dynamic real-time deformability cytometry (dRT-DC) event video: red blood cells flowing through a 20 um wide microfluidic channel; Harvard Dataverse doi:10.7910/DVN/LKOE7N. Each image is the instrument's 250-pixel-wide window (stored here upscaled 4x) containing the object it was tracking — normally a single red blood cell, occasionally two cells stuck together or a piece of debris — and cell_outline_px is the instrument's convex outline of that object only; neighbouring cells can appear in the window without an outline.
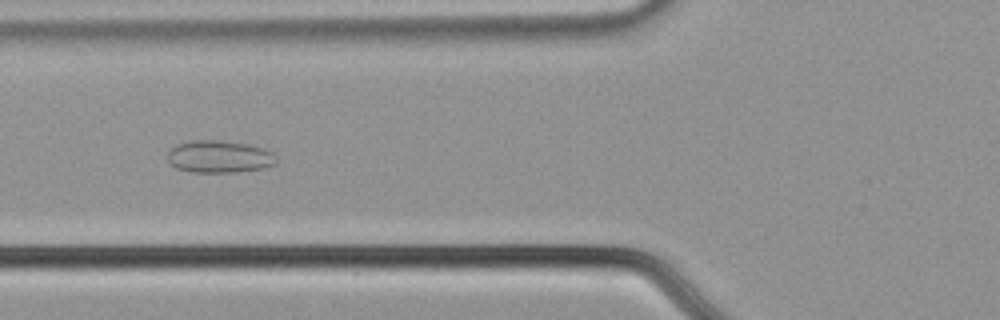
{"species": "common noctule bat (a hibernating species)", "species_latin": "Nyctalus noctula", "temperature_condition": "cold", "stored_images_in_passage": 57, "camera_frame_rate_fps": 3000, "um_per_image_px": 0.085, "animal": {"sex": "male", "body_mass_g": 21.5, "forearm_length_mm": 52.0}, "frame": {"image": 1, "passage_image": 23, "time_ms": 7.333, "image_size_px": [1000, 320], "cell_outline_px": [[276, 164], [264, 168], [236, 172], [192, 172], [176, 168], [168, 160], [168, 152], [176, 144], [188, 140], [220, 140], [248, 144], [264, 148], [272, 152], [276, 160]], "centroid_in_image_um": [18.64, 13.31], "position_along_channel_um": 107.2, "area_um2": 20.58}}
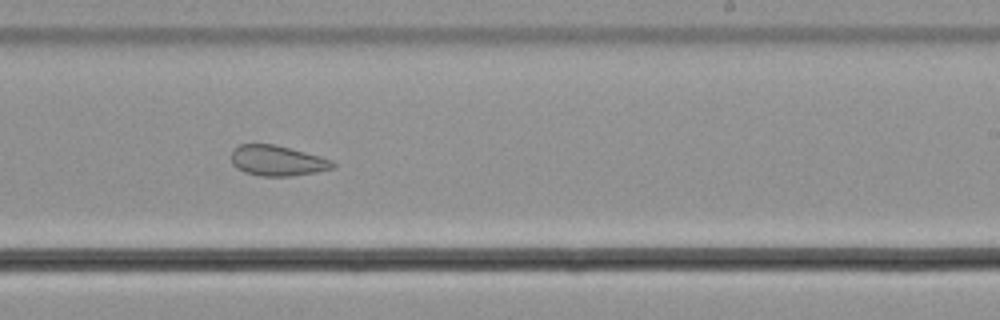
{"frame": {"image": 2, "passage_image": 36, "time_ms": 11.667, "image_size_px": [1000, 320], "cell_outline_px": [[336, 168], [316, 172], [292, 176], [260, 176], [244, 172], [236, 168], [232, 164], [232, 152], [240, 144], [276, 144], [320, 156], [332, 160], [336, 164]], "centroid_in_image_um": [23.6, 13.66], "position_along_channel_um": 265.4, "area_um2": 18.09}}
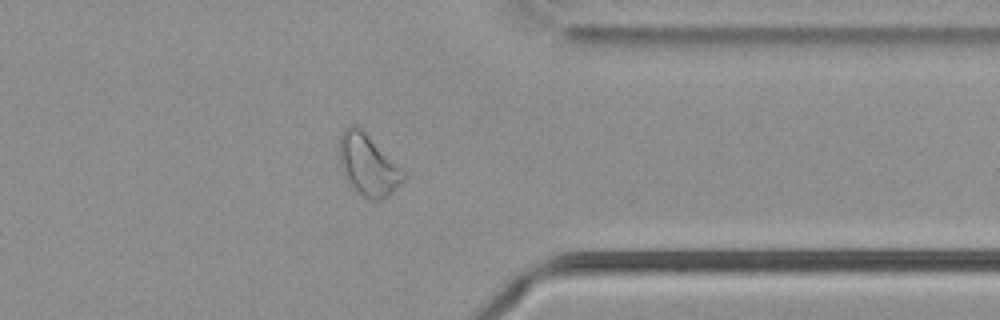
{"frame": {"image": 3, "passage_image": 46, "time_ms": 15.0, "image_size_px": [1000, 320], "cell_outline_px": [[408, 172], [404, 180], [388, 196], [380, 200], [372, 200], [364, 196], [352, 188], [340, 164], [340, 136], [344, 128], [356, 124]], "centroid_in_image_um": [31.34, 14.02], "position_along_channel_um": 380.1, "area_um2": 22.83}}